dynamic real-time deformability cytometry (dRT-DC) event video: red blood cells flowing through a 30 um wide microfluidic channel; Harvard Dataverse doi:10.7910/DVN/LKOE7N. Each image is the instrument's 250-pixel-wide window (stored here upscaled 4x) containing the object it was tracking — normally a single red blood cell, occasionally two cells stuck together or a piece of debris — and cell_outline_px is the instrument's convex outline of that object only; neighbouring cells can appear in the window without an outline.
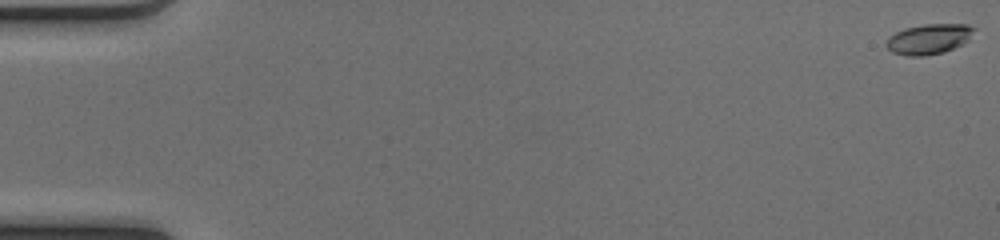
{"species": "common noctule bat (a hibernating species)", "species_latin": "Nyctalus noctula", "temperature_condition": "cold", "stored_images_in_passage": 51, "camera_frame_rate_fps": 3000, "um_per_image_px": 0.085, "animal": {"sex": "female", "body_mass_g": 17.0, "forearm_length_mm": 48.0}, "frame": {"image": 1, "passage_image": 1, "time_ms": 0.0, "image_size_px": [1000, 240], "cell_outline_px": [[976, 28], [968, 40], [964, 44], [944, 52], [924, 56], [908, 56], [892, 52], [884, 44], [888, 36], [904, 28], [924, 24], [968, 24]], "centroid_in_image_um": [78.95, 3.31], "position_along_channel_um": 6.1, "area_um2": 15.66}}
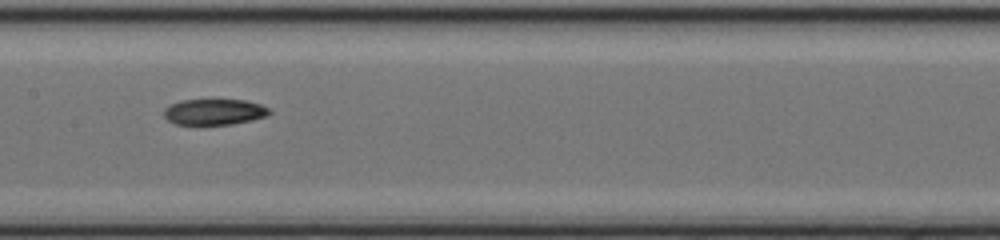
{"frame": {"image": 2, "passage_image": 27, "time_ms": 8.667, "image_size_px": [1000, 240], "cell_outline_px": [[272, 112], [268, 116], [252, 120], [232, 124], [176, 124], [168, 120], [164, 116], [164, 108], [180, 100], [244, 100], [260, 104], [268, 108]], "centroid_in_image_um": [18.23, 9.51], "position_along_channel_um": 189.2, "area_um2": 15.84}}
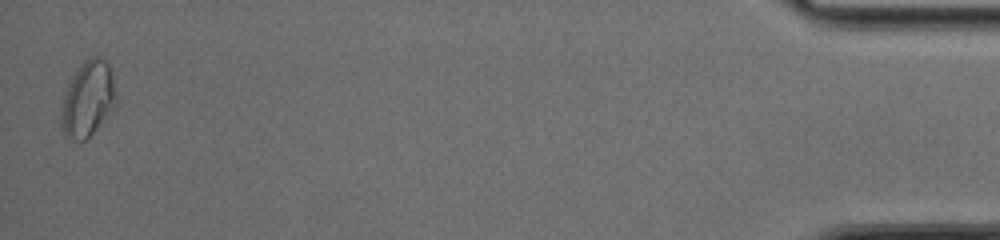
{"frame": {"image": 3, "passage_image": 51, "time_ms": 16.667, "image_size_px": [1000, 240], "cell_outline_px": [[116, 104], [92, 132], [84, 140], [76, 140], [68, 136], [64, 132], [64, 96], [68, 84], [76, 68], [88, 56], [100, 56], [112, 68]], "centroid_in_image_um": [7.52, 8.29], "position_along_channel_um": 427.7, "area_um2": 23.18}}